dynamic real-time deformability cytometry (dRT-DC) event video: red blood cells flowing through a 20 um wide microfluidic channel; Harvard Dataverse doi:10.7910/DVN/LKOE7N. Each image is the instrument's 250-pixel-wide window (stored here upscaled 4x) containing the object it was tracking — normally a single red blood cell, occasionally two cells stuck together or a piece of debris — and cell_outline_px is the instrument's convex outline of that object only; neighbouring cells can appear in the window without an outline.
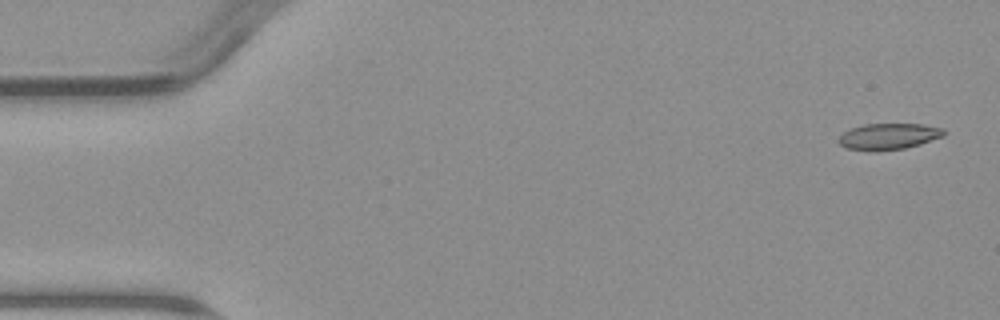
{"species": "common noctule bat (a hibernating species)", "species_latin": "Nyctalus noctula", "temperature_condition": "warm", "stored_images_in_passage": 4, "camera_frame_rate_fps": 3000, "um_per_image_px": 0.085, "animal": {"sex": "male", "body_mass_g": 23.1, "forearm_length_mm": 52.7}, "frame": {"image": 1, "passage_image": 1, "time_ms": 0.0, "image_size_px": [1000, 320], "cell_outline_px": [[948, 132], [944, 136], [920, 144], [904, 148], [876, 152], [868, 152], [844, 148], [836, 140], [844, 132], [852, 128], [864, 124], [920, 124], [944, 128]], "centroid_in_image_um": [75.52, 11.61], "position_along_channel_um": 9.5, "area_um2": 16.42}}
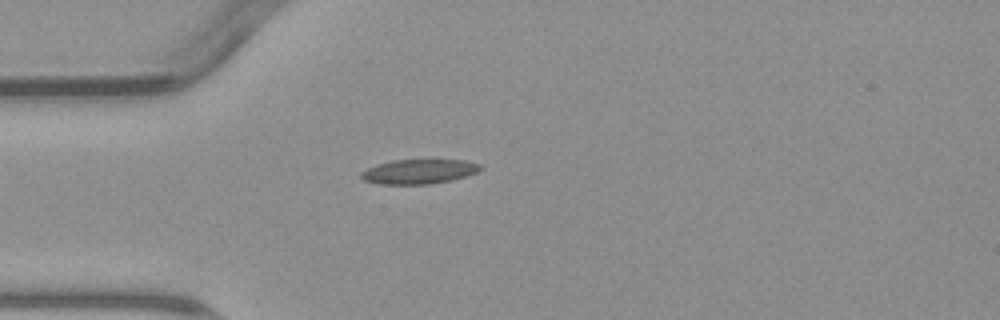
{"frame": {"image": 2, "passage_image": 4, "time_ms": 4.333, "image_size_px": [1000, 320], "cell_outline_px": [[484, 168], [476, 172], [452, 180], [428, 184], [380, 184], [364, 180], [360, 176], [360, 172], [376, 164], [392, 160], [464, 160], [480, 164]], "centroid_in_image_um": [35.59, 14.58], "position_along_channel_um": 49.4, "area_um2": 16.99}}